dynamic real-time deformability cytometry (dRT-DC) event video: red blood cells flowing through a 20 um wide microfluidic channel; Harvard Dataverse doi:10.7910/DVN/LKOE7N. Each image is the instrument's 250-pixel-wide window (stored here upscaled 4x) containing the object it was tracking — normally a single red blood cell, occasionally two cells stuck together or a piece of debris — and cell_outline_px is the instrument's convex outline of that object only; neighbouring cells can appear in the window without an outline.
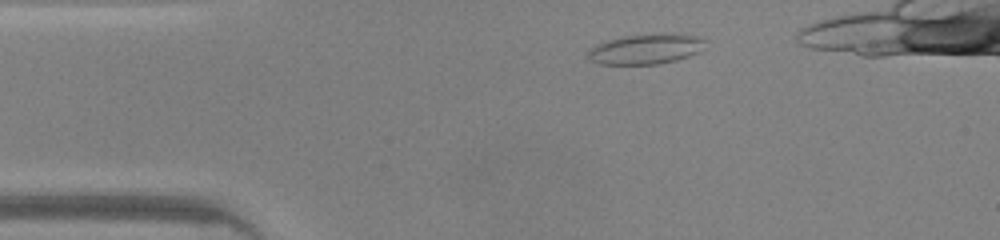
{"species": "common noctule bat (a hibernating species)", "species_latin": "Nyctalus noctula", "temperature_condition": "warm", "stored_images_in_passage": 34, "camera_frame_rate_fps": 3000, "um_per_image_px": 0.085, "animal": {"sex": "male", "body_mass_g": 20.0, "forearm_length_mm": 53.3}, "frame": {"image": 1, "passage_image": 1, "time_ms": 0.0, "image_size_px": [1000, 240], "cell_outline_px": [[704, 40], [700, 52], [676, 60], [656, 64], [600, 64], [592, 60], [588, 56], [588, 52], [596, 44], [608, 40], [624, 36], [660, 32], [680, 32], [696, 36]], "centroid_in_image_um": [54.93, 4.13], "position_along_channel_um": 30.1, "area_um2": 20.75}}
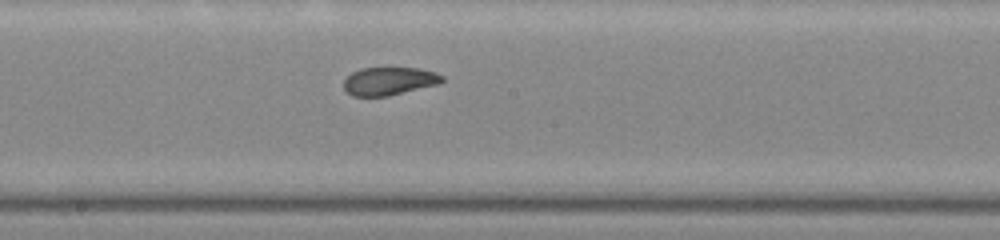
{"frame": {"image": 2, "passage_image": 17, "time_ms": 5.333, "image_size_px": [1000, 240], "cell_outline_px": [[444, 80], [436, 84], [388, 96], [352, 96], [344, 88], [344, 80], [352, 72], [360, 68], [420, 68], [436, 72], [444, 76]], "centroid_in_image_um": [33.07, 6.88], "position_along_channel_um": 215.1, "area_um2": 15.95}}
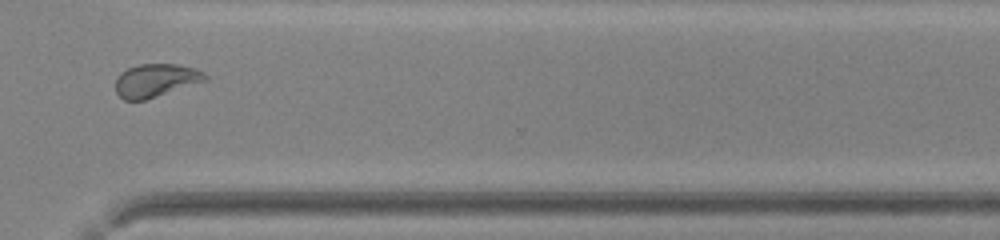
{"frame": {"image": 3, "passage_image": 27, "time_ms": 8.667, "image_size_px": [1000, 240], "cell_outline_px": [[208, 80], [144, 100], [124, 100], [116, 92], [116, 80], [120, 72], [128, 68], [140, 64], [176, 64], [196, 68], [204, 72], [208, 76]], "centroid_in_image_um": [13.26, 6.82], "position_along_channel_um": 357.3, "area_um2": 17.28}, "authors_computed_cell_mechanics": {"area_um2": 17.7157, "velocity_mm_per_s": 4.2634, "shape_relaxation_time_tau1_ms": null, "shape_relaxation_time_tau2_ms": 1.5025, "deformation_change_tau1": null, "deformation_change_tau2": 0.0685}}